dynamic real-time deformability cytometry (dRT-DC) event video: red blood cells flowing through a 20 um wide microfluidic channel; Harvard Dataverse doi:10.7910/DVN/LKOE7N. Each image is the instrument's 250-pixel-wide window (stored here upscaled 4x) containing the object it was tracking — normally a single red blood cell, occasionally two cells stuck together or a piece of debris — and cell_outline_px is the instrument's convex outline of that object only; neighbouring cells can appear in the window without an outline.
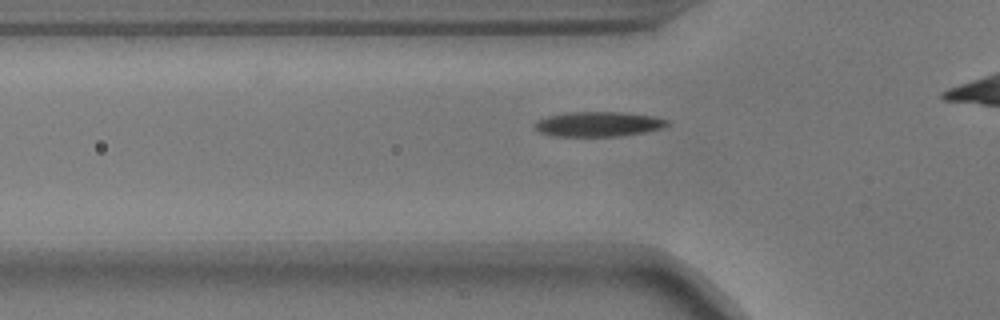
{"species": "common noctule bat (a hibernating species)", "species_latin": "Nyctalus noctula", "temperature_condition": "warm", "stored_images_in_passage": 36, "camera_frame_rate_fps": 3000, "um_per_image_px": 0.085, "animal": {"sex": "male", "body_mass_g": 17.9}, "frame": {"image": 1, "passage_image": 9, "time_ms": 2.667, "image_size_px": [1000, 320], "cell_outline_px": [[668, 124], [664, 128], [648, 132], [620, 136], [556, 136], [540, 132], [532, 124], [536, 120], [548, 116], [564, 112], [624, 112], [656, 116], [668, 120]], "centroid_in_image_um": [50.89, 10.54], "position_along_channel_um": 74.9, "area_um2": 19.48}}
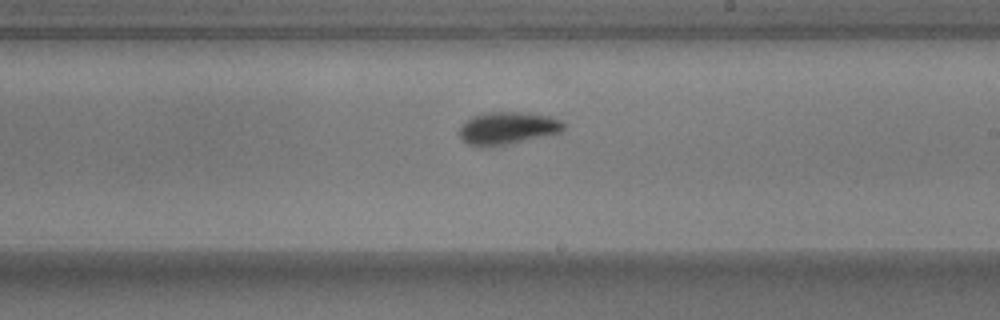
{"frame": {"image": 2, "passage_image": 23, "time_ms": 7.333, "image_size_px": [1000, 320], "cell_outline_px": [[568, 124], [560, 132], [548, 136], [508, 144], [468, 144], [460, 140], [456, 132], [472, 116], [488, 112], [528, 112], [548, 116], [560, 120]], "centroid_in_image_um": [43.19, 10.87], "position_along_channel_um": 245.8, "area_um2": 19.59}}
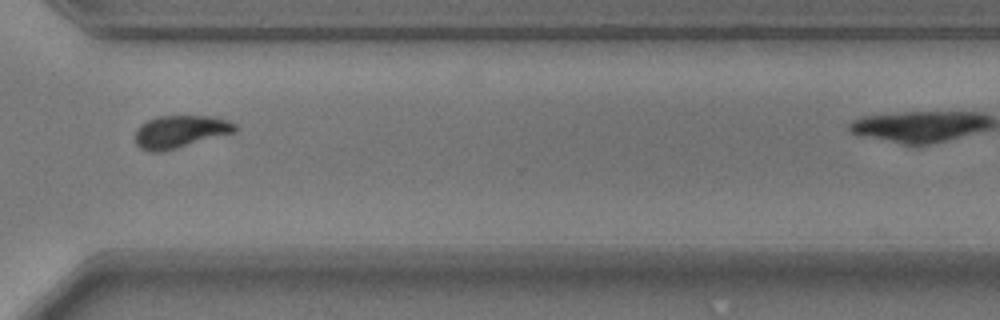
{"frame": {"image": 3, "passage_image": 32, "time_ms": 10.333, "image_size_px": [1000, 320], "cell_outline_px": [[236, 132], [164, 152], [148, 152], [140, 148], [136, 144], [136, 128], [140, 124], [148, 120], [160, 116], [208, 116], [228, 120], [236, 124]], "centroid_in_image_um": [15.3, 11.2], "position_along_channel_um": 355.3, "area_um2": 19.07}}